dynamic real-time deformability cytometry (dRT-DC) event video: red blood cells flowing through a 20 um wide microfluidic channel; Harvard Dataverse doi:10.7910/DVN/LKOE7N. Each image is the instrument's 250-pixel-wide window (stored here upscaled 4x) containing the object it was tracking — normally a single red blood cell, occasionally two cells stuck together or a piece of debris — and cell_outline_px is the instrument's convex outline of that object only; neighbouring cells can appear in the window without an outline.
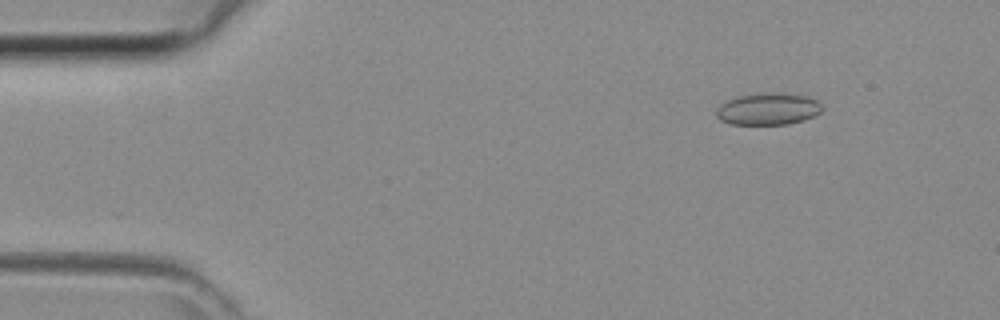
{"species": "common noctule bat (a hibernating species)", "species_latin": "Nyctalus noctula", "temperature_condition": "room temperature", "stored_images_in_passage": 41, "camera_frame_rate_fps": 3000, "um_per_image_px": 0.085, "animal": {"sex": "female", "body_mass_g": 29.2, "forearm_length_mm": 56.3}, "frame": {"image": 1, "passage_image": 3, "time_ms": 0.667, "image_size_px": [1000, 320], "cell_outline_px": [[824, 108], [820, 112], [804, 120], [788, 124], [732, 124], [720, 120], [716, 116], [716, 108], [720, 104], [728, 100], [740, 96], [764, 92], [780, 92], [808, 96], [820, 100]], "centroid_in_image_um": [65.33, 9.24], "position_along_channel_um": 19.7, "area_um2": 19.94}}
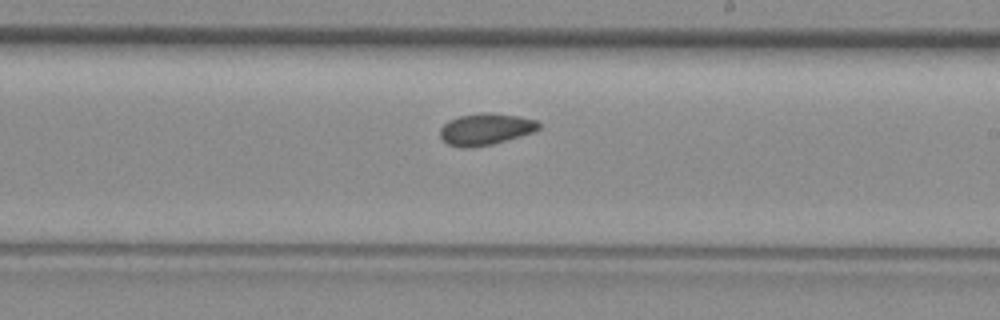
{"frame": {"image": 2, "passage_image": 23, "time_ms": 7.333, "image_size_px": [1000, 320], "cell_outline_px": [[540, 128], [532, 132], [492, 144], [464, 148], [460, 148], [448, 144], [440, 136], [440, 128], [448, 120], [460, 116], [484, 112], [520, 116], [536, 120], [540, 124]], "centroid_in_image_um": [41.26, 10.97], "position_along_channel_um": 247.7, "area_um2": 17.98}}
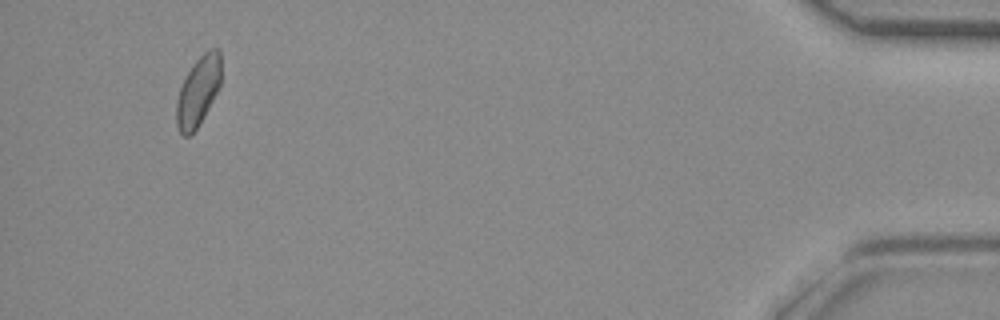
{"frame": {"image": 3, "passage_image": 39, "time_ms": 12.667, "image_size_px": [1000, 320], "cell_outline_px": [[220, 84], [204, 116], [196, 128], [188, 136], [184, 136], [180, 132], [176, 124], [176, 100], [180, 88], [188, 72], [196, 60], [204, 52], [212, 48], [220, 48]], "centroid_in_image_um": [16.83, 7.74], "position_along_channel_um": 418.4, "area_um2": 17.69}}